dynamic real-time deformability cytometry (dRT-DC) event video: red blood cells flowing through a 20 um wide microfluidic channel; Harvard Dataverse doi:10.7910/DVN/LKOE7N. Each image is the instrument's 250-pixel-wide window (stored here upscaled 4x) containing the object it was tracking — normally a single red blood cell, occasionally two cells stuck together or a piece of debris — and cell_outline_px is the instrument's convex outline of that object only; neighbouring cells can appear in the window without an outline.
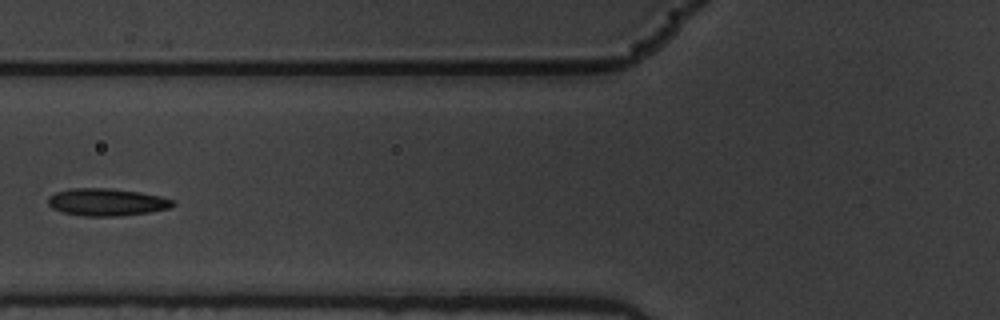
{"species": "common noctule bat (a hibernating species)", "species_latin": "Nyctalus noctula", "temperature_condition": "warm", "stored_images_in_passage": 6, "camera_frame_rate_fps": 3000, "um_per_image_px": 0.085, "animal": {"sex": "male", "body_mass_g": 19.5, "forearm_length_mm": 54.6}, "frame": {"image": 1, "passage_image": 5, "time_ms": 1.333, "image_size_px": [1000, 320], "cell_outline_px": [[176, 204], [172, 208], [148, 212], [120, 216], [84, 216], [64, 212], [52, 208], [48, 204], [48, 196], [56, 192], [72, 188], [108, 188], [140, 192], [160, 196], [176, 200]], "centroid_in_image_um": [9.11, 17.18], "position_along_channel_um": 116.7, "area_um2": 20.0}}
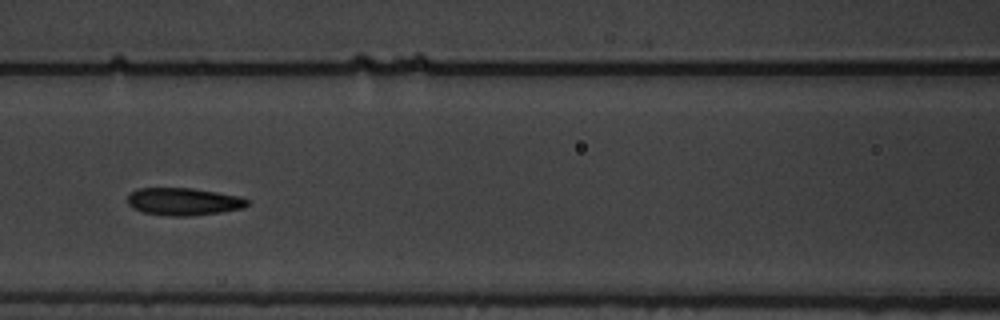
{"frame": {"image": 2, "passage_image": 6, "time_ms": 1.667, "image_size_px": [1000, 320], "cell_outline_px": [[248, 204], [244, 208], [220, 212], [192, 216], [168, 216], [144, 212], [132, 208], [128, 204], [128, 196], [132, 192], [140, 188], [192, 188], [240, 196], [248, 200]], "centroid_in_image_um": [15.61, 17.14], "position_along_channel_um": 151.0, "area_um2": 19.13}}